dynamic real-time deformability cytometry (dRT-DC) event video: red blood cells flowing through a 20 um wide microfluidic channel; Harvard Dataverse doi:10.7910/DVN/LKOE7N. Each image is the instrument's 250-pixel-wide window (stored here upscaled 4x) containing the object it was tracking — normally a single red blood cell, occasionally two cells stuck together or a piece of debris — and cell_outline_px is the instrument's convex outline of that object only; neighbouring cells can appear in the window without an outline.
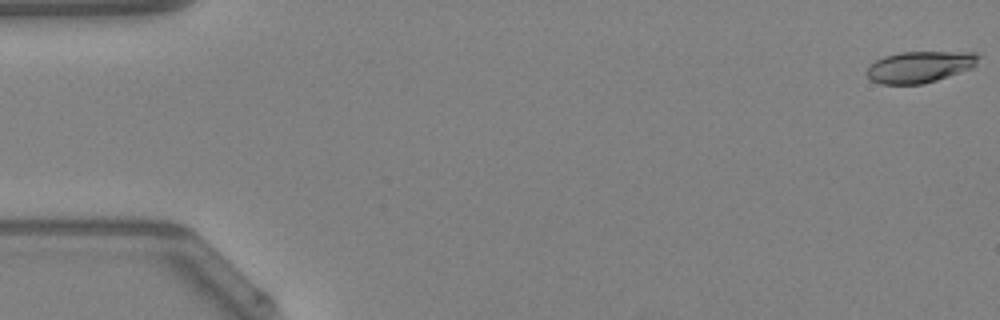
{"species": "Egyptian fruit bat (a non-hibernating species)", "species_latin": "Rousettus aegyptiacus", "temperature_condition": "warm", "stored_images_in_passage": 48, "camera_frame_rate_fps": 3000, "um_per_image_px": 0.085, "animal": {"sex": "female"}, "frame": {"image": 1, "passage_image": 1, "time_ms": 0.0, "image_size_px": [1000, 320], "cell_outline_px": [[980, 56], [976, 64], [972, 68], [936, 80], [920, 84], [880, 84], [872, 80], [864, 72], [876, 60], [884, 56], [900, 52], [976, 52]], "centroid_in_image_um": [78.17, 5.68], "position_along_channel_um": 6.8, "area_um2": 20.35}}
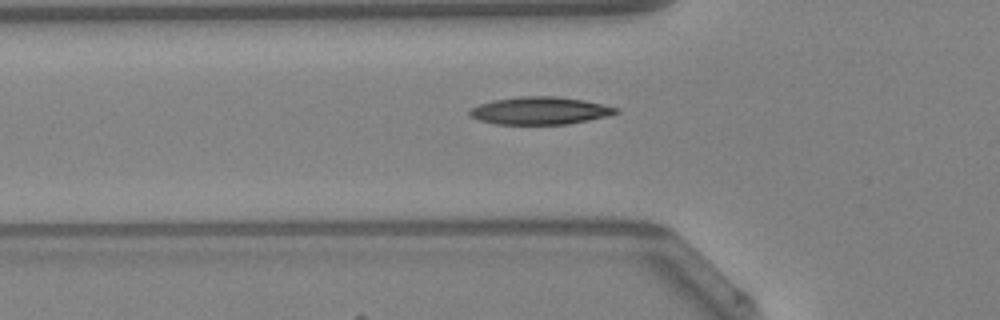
{"frame": {"image": 2, "passage_image": 17, "time_ms": 5.333, "image_size_px": [1000, 320], "cell_outline_px": [[620, 112], [608, 116], [568, 124], [496, 124], [480, 120], [472, 116], [468, 112], [472, 108], [480, 104], [492, 100], [520, 96], [556, 96], [584, 100], [620, 108]], "centroid_in_image_um": [45.94, 9.4], "position_along_channel_um": 79.9, "area_um2": 23.47}}
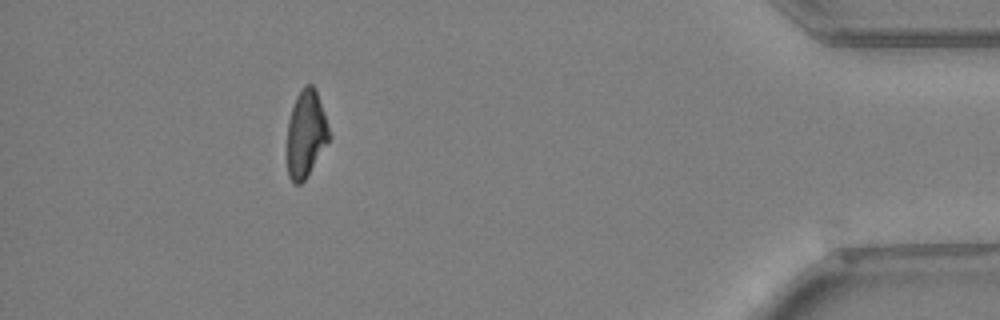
{"frame": {"image": 3, "passage_image": 44, "time_ms": 14.333, "image_size_px": [1000, 320], "cell_outline_px": [[332, 136], [304, 180], [300, 184], [296, 184], [288, 176], [288, 120], [296, 96], [300, 88], [304, 84], [312, 84], [316, 88]], "centroid_in_image_um": [26.02, 11.31], "position_along_channel_um": 409.2, "area_um2": 21.27}, "authors_computed_cell_mechanics": {"area_um2": 22.2241, "velocity_mm_per_s": 4.2715, "shape_relaxation_time_tau1_ms": null, "shape_relaxation_time_tau2_ms": 3.5561, "deformation_change_tau1": null, "deformation_change_tau2": 0.1122}}